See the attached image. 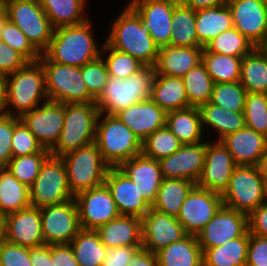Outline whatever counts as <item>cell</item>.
Masks as SVG:
<instances>
[{"mask_svg":"<svg viewBox=\"0 0 267 266\" xmlns=\"http://www.w3.org/2000/svg\"><path fill=\"white\" fill-rule=\"evenodd\" d=\"M241 57L202 51V63L214 83L240 82Z\"/></svg>","mask_w":267,"mask_h":266,"instance_id":"41","label":"cell"},{"mask_svg":"<svg viewBox=\"0 0 267 266\" xmlns=\"http://www.w3.org/2000/svg\"><path fill=\"white\" fill-rule=\"evenodd\" d=\"M12 157H20L40 153L44 147L29 131L24 123L13 116Z\"/></svg>","mask_w":267,"mask_h":266,"instance_id":"50","label":"cell"},{"mask_svg":"<svg viewBox=\"0 0 267 266\" xmlns=\"http://www.w3.org/2000/svg\"><path fill=\"white\" fill-rule=\"evenodd\" d=\"M129 266H158L157 255L141 248L130 261Z\"/></svg>","mask_w":267,"mask_h":266,"instance_id":"60","label":"cell"},{"mask_svg":"<svg viewBox=\"0 0 267 266\" xmlns=\"http://www.w3.org/2000/svg\"><path fill=\"white\" fill-rule=\"evenodd\" d=\"M236 167L232 155L220 141L208 142L204 167L196 185L222 195Z\"/></svg>","mask_w":267,"mask_h":266,"instance_id":"20","label":"cell"},{"mask_svg":"<svg viewBox=\"0 0 267 266\" xmlns=\"http://www.w3.org/2000/svg\"><path fill=\"white\" fill-rule=\"evenodd\" d=\"M234 28L261 47L267 40L266 0H228Z\"/></svg>","mask_w":267,"mask_h":266,"instance_id":"18","label":"cell"},{"mask_svg":"<svg viewBox=\"0 0 267 266\" xmlns=\"http://www.w3.org/2000/svg\"><path fill=\"white\" fill-rule=\"evenodd\" d=\"M202 126L210 125L219 133L220 141L225 136L246 127L244 112H231L213 103H206L199 107ZM205 124V125H204Z\"/></svg>","mask_w":267,"mask_h":266,"instance_id":"39","label":"cell"},{"mask_svg":"<svg viewBox=\"0 0 267 266\" xmlns=\"http://www.w3.org/2000/svg\"><path fill=\"white\" fill-rule=\"evenodd\" d=\"M180 0H132L128 6L149 29L154 43L160 48L170 46L172 15Z\"/></svg>","mask_w":267,"mask_h":266,"instance_id":"17","label":"cell"},{"mask_svg":"<svg viewBox=\"0 0 267 266\" xmlns=\"http://www.w3.org/2000/svg\"><path fill=\"white\" fill-rule=\"evenodd\" d=\"M86 0H39L54 29L78 25L89 18L84 14Z\"/></svg>","mask_w":267,"mask_h":266,"instance_id":"37","label":"cell"},{"mask_svg":"<svg viewBox=\"0 0 267 266\" xmlns=\"http://www.w3.org/2000/svg\"><path fill=\"white\" fill-rule=\"evenodd\" d=\"M6 93V106L16 111L8 108L6 114L18 118L39 106L42 99L44 102L49 100L42 65L38 61L29 62L6 76Z\"/></svg>","mask_w":267,"mask_h":266,"instance_id":"3","label":"cell"},{"mask_svg":"<svg viewBox=\"0 0 267 266\" xmlns=\"http://www.w3.org/2000/svg\"><path fill=\"white\" fill-rule=\"evenodd\" d=\"M28 63L29 61L22 54L0 40V75L8 76Z\"/></svg>","mask_w":267,"mask_h":266,"instance_id":"53","label":"cell"},{"mask_svg":"<svg viewBox=\"0 0 267 266\" xmlns=\"http://www.w3.org/2000/svg\"><path fill=\"white\" fill-rule=\"evenodd\" d=\"M208 141L195 144H183L172 155L159 160L162 178L199 180L205 161Z\"/></svg>","mask_w":267,"mask_h":266,"instance_id":"21","label":"cell"},{"mask_svg":"<svg viewBox=\"0 0 267 266\" xmlns=\"http://www.w3.org/2000/svg\"><path fill=\"white\" fill-rule=\"evenodd\" d=\"M106 43L130 54L145 66L154 67L156 64L159 47L150 36L149 29L129 6L113 22Z\"/></svg>","mask_w":267,"mask_h":266,"instance_id":"2","label":"cell"},{"mask_svg":"<svg viewBox=\"0 0 267 266\" xmlns=\"http://www.w3.org/2000/svg\"><path fill=\"white\" fill-rule=\"evenodd\" d=\"M195 14L196 32L202 48L224 31L234 27L232 13L227 3L214 8L196 10Z\"/></svg>","mask_w":267,"mask_h":266,"instance_id":"30","label":"cell"},{"mask_svg":"<svg viewBox=\"0 0 267 266\" xmlns=\"http://www.w3.org/2000/svg\"><path fill=\"white\" fill-rule=\"evenodd\" d=\"M4 9V0H0V12Z\"/></svg>","mask_w":267,"mask_h":266,"instance_id":"68","label":"cell"},{"mask_svg":"<svg viewBox=\"0 0 267 266\" xmlns=\"http://www.w3.org/2000/svg\"><path fill=\"white\" fill-rule=\"evenodd\" d=\"M150 98L166 113L191 107L182 77L155 73Z\"/></svg>","mask_w":267,"mask_h":266,"instance_id":"29","label":"cell"},{"mask_svg":"<svg viewBox=\"0 0 267 266\" xmlns=\"http://www.w3.org/2000/svg\"><path fill=\"white\" fill-rule=\"evenodd\" d=\"M89 20L54 29L53 37L42 54L52 62L76 67L100 58L103 53L97 47Z\"/></svg>","mask_w":267,"mask_h":266,"instance_id":"1","label":"cell"},{"mask_svg":"<svg viewBox=\"0 0 267 266\" xmlns=\"http://www.w3.org/2000/svg\"><path fill=\"white\" fill-rule=\"evenodd\" d=\"M7 17L42 54L53 37L54 28L39 0H4Z\"/></svg>","mask_w":267,"mask_h":266,"instance_id":"9","label":"cell"},{"mask_svg":"<svg viewBox=\"0 0 267 266\" xmlns=\"http://www.w3.org/2000/svg\"><path fill=\"white\" fill-rule=\"evenodd\" d=\"M246 127L267 139V94L247 93L244 109Z\"/></svg>","mask_w":267,"mask_h":266,"instance_id":"48","label":"cell"},{"mask_svg":"<svg viewBox=\"0 0 267 266\" xmlns=\"http://www.w3.org/2000/svg\"><path fill=\"white\" fill-rule=\"evenodd\" d=\"M228 149L237 166H256L267 149L266 137L244 127L220 140Z\"/></svg>","mask_w":267,"mask_h":266,"instance_id":"26","label":"cell"},{"mask_svg":"<svg viewBox=\"0 0 267 266\" xmlns=\"http://www.w3.org/2000/svg\"><path fill=\"white\" fill-rule=\"evenodd\" d=\"M183 143L167 128L158 129L142 142V154L157 161L166 158L182 147Z\"/></svg>","mask_w":267,"mask_h":266,"instance_id":"44","label":"cell"},{"mask_svg":"<svg viewBox=\"0 0 267 266\" xmlns=\"http://www.w3.org/2000/svg\"><path fill=\"white\" fill-rule=\"evenodd\" d=\"M33 207L58 205L74 199L68 184L67 170L60 157L49 156L29 188Z\"/></svg>","mask_w":267,"mask_h":266,"instance_id":"10","label":"cell"},{"mask_svg":"<svg viewBox=\"0 0 267 266\" xmlns=\"http://www.w3.org/2000/svg\"><path fill=\"white\" fill-rule=\"evenodd\" d=\"M65 118V104L47 100L19 119L37 138L39 143L51 151L60 139Z\"/></svg>","mask_w":267,"mask_h":266,"instance_id":"14","label":"cell"},{"mask_svg":"<svg viewBox=\"0 0 267 266\" xmlns=\"http://www.w3.org/2000/svg\"><path fill=\"white\" fill-rule=\"evenodd\" d=\"M166 126L183 144L201 141L203 126L199 107L168 112Z\"/></svg>","mask_w":267,"mask_h":266,"instance_id":"33","label":"cell"},{"mask_svg":"<svg viewBox=\"0 0 267 266\" xmlns=\"http://www.w3.org/2000/svg\"><path fill=\"white\" fill-rule=\"evenodd\" d=\"M118 168L133 181L141 196L152 206L163 179L159 161L140 154L123 161Z\"/></svg>","mask_w":267,"mask_h":266,"instance_id":"25","label":"cell"},{"mask_svg":"<svg viewBox=\"0 0 267 266\" xmlns=\"http://www.w3.org/2000/svg\"><path fill=\"white\" fill-rule=\"evenodd\" d=\"M52 266H80L70 244L51 245Z\"/></svg>","mask_w":267,"mask_h":266,"instance_id":"57","label":"cell"},{"mask_svg":"<svg viewBox=\"0 0 267 266\" xmlns=\"http://www.w3.org/2000/svg\"><path fill=\"white\" fill-rule=\"evenodd\" d=\"M99 114L95 102L65 104L64 125L51 156L62 157L94 143Z\"/></svg>","mask_w":267,"mask_h":266,"instance_id":"5","label":"cell"},{"mask_svg":"<svg viewBox=\"0 0 267 266\" xmlns=\"http://www.w3.org/2000/svg\"><path fill=\"white\" fill-rule=\"evenodd\" d=\"M249 233L267 238V206L260 205L248 216Z\"/></svg>","mask_w":267,"mask_h":266,"instance_id":"58","label":"cell"},{"mask_svg":"<svg viewBox=\"0 0 267 266\" xmlns=\"http://www.w3.org/2000/svg\"><path fill=\"white\" fill-rule=\"evenodd\" d=\"M101 51L109 52L106 59L101 55L103 59L109 76L116 77L119 79H127L129 76L138 73L141 69L145 67L138 59L134 58L130 54L118 51L106 42L101 46Z\"/></svg>","mask_w":267,"mask_h":266,"instance_id":"46","label":"cell"},{"mask_svg":"<svg viewBox=\"0 0 267 266\" xmlns=\"http://www.w3.org/2000/svg\"><path fill=\"white\" fill-rule=\"evenodd\" d=\"M249 231L224 245L202 250L203 266H246Z\"/></svg>","mask_w":267,"mask_h":266,"instance_id":"36","label":"cell"},{"mask_svg":"<svg viewBox=\"0 0 267 266\" xmlns=\"http://www.w3.org/2000/svg\"><path fill=\"white\" fill-rule=\"evenodd\" d=\"M202 47L164 46L158 50L155 73L183 77L202 62Z\"/></svg>","mask_w":267,"mask_h":266,"instance_id":"27","label":"cell"},{"mask_svg":"<svg viewBox=\"0 0 267 266\" xmlns=\"http://www.w3.org/2000/svg\"><path fill=\"white\" fill-rule=\"evenodd\" d=\"M195 22V11L179 1L172 15L170 46L202 47L198 41Z\"/></svg>","mask_w":267,"mask_h":266,"instance_id":"38","label":"cell"},{"mask_svg":"<svg viewBox=\"0 0 267 266\" xmlns=\"http://www.w3.org/2000/svg\"><path fill=\"white\" fill-rule=\"evenodd\" d=\"M107 248L142 246V219L120 215L95 230Z\"/></svg>","mask_w":267,"mask_h":266,"instance_id":"28","label":"cell"},{"mask_svg":"<svg viewBox=\"0 0 267 266\" xmlns=\"http://www.w3.org/2000/svg\"><path fill=\"white\" fill-rule=\"evenodd\" d=\"M29 257L32 266H52L51 245L29 248Z\"/></svg>","mask_w":267,"mask_h":266,"instance_id":"59","label":"cell"},{"mask_svg":"<svg viewBox=\"0 0 267 266\" xmlns=\"http://www.w3.org/2000/svg\"><path fill=\"white\" fill-rule=\"evenodd\" d=\"M156 255L158 266H203V252L196 235H187Z\"/></svg>","mask_w":267,"mask_h":266,"instance_id":"31","label":"cell"},{"mask_svg":"<svg viewBox=\"0 0 267 266\" xmlns=\"http://www.w3.org/2000/svg\"><path fill=\"white\" fill-rule=\"evenodd\" d=\"M60 158L66 166L69 188L74 196L104 184L111 168L95 143L81 147Z\"/></svg>","mask_w":267,"mask_h":266,"instance_id":"8","label":"cell"},{"mask_svg":"<svg viewBox=\"0 0 267 266\" xmlns=\"http://www.w3.org/2000/svg\"><path fill=\"white\" fill-rule=\"evenodd\" d=\"M254 48V44L234 27L224 31L204 47L208 52L241 58Z\"/></svg>","mask_w":267,"mask_h":266,"instance_id":"43","label":"cell"},{"mask_svg":"<svg viewBox=\"0 0 267 266\" xmlns=\"http://www.w3.org/2000/svg\"><path fill=\"white\" fill-rule=\"evenodd\" d=\"M246 266H267V238L249 233Z\"/></svg>","mask_w":267,"mask_h":266,"instance_id":"55","label":"cell"},{"mask_svg":"<svg viewBox=\"0 0 267 266\" xmlns=\"http://www.w3.org/2000/svg\"><path fill=\"white\" fill-rule=\"evenodd\" d=\"M81 229L96 230L120 216L106 184L78 193L75 197Z\"/></svg>","mask_w":267,"mask_h":266,"instance_id":"13","label":"cell"},{"mask_svg":"<svg viewBox=\"0 0 267 266\" xmlns=\"http://www.w3.org/2000/svg\"><path fill=\"white\" fill-rule=\"evenodd\" d=\"M182 79L191 107H200L210 101L215 83L202 62L189 70Z\"/></svg>","mask_w":267,"mask_h":266,"instance_id":"42","label":"cell"},{"mask_svg":"<svg viewBox=\"0 0 267 266\" xmlns=\"http://www.w3.org/2000/svg\"><path fill=\"white\" fill-rule=\"evenodd\" d=\"M0 266H32L29 248L5 241L0 249Z\"/></svg>","mask_w":267,"mask_h":266,"instance_id":"52","label":"cell"},{"mask_svg":"<svg viewBox=\"0 0 267 266\" xmlns=\"http://www.w3.org/2000/svg\"><path fill=\"white\" fill-rule=\"evenodd\" d=\"M5 241H6L5 217L0 215V249Z\"/></svg>","mask_w":267,"mask_h":266,"instance_id":"64","label":"cell"},{"mask_svg":"<svg viewBox=\"0 0 267 266\" xmlns=\"http://www.w3.org/2000/svg\"><path fill=\"white\" fill-rule=\"evenodd\" d=\"M44 244H70L81 230L75 198L40 208Z\"/></svg>","mask_w":267,"mask_h":266,"instance_id":"12","label":"cell"},{"mask_svg":"<svg viewBox=\"0 0 267 266\" xmlns=\"http://www.w3.org/2000/svg\"><path fill=\"white\" fill-rule=\"evenodd\" d=\"M143 142L150 134L166 126L167 113L151 98L136 102L114 114Z\"/></svg>","mask_w":267,"mask_h":266,"instance_id":"24","label":"cell"},{"mask_svg":"<svg viewBox=\"0 0 267 266\" xmlns=\"http://www.w3.org/2000/svg\"><path fill=\"white\" fill-rule=\"evenodd\" d=\"M249 231L248 215L222 206L196 235L202 250L224 245Z\"/></svg>","mask_w":267,"mask_h":266,"instance_id":"16","label":"cell"},{"mask_svg":"<svg viewBox=\"0 0 267 266\" xmlns=\"http://www.w3.org/2000/svg\"><path fill=\"white\" fill-rule=\"evenodd\" d=\"M261 48L267 53V40H266V42L261 46Z\"/></svg>","mask_w":267,"mask_h":266,"instance_id":"67","label":"cell"},{"mask_svg":"<svg viewBox=\"0 0 267 266\" xmlns=\"http://www.w3.org/2000/svg\"><path fill=\"white\" fill-rule=\"evenodd\" d=\"M259 171V174L267 180V149L260 157L258 164L256 165Z\"/></svg>","mask_w":267,"mask_h":266,"instance_id":"63","label":"cell"},{"mask_svg":"<svg viewBox=\"0 0 267 266\" xmlns=\"http://www.w3.org/2000/svg\"><path fill=\"white\" fill-rule=\"evenodd\" d=\"M142 246H123L107 248L105 259L101 266H129L132 257Z\"/></svg>","mask_w":267,"mask_h":266,"instance_id":"56","label":"cell"},{"mask_svg":"<svg viewBox=\"0 0 267 266\" xmlns=\"http://www.w3.org/2000/svg\"><path fill=\"white\" fill-rule=\"evenodd\" d=\"M246 95L240 82L215 83L209 102L231 112H244Z\"/></svg>","mask_w":267,"mask_h":266,"instance_id":"47","label":"cell"},{"mask_svg":"<svg viewBox=\"0 0 267 266\" xmlns=\"http://www.w3.org/2000/svg\"><path fill=\"white\" fill-rule=\"evenodd\" d=\"M240 84L247 93L267 94V53L261 47L243 57Z\"/></svg>","mask_w":267,"mask_h":266,"instance_id":"35","label":"cell"},{"mask_svg":"<svg viewBox=\"0 0 267 266\" xmlns=\"http://www.w3.org/2000/svg\"><path fill=\"white\" fill-rule=\"evenodd\" d=\"M7 19H8V17H7L6 11L3 9L0 12V40H1V37H2V30H3V27H4V23H5V21Z\"/></svg>","mask_w":267,"mask_h":266,"instance_id":"65","label":"cell"},{"mask_svg":"<svg viewBox=\"0 0 267 266\" xmlns=\"http://www.w3.org/2000/svg\"><path fill=\"white\" fill-rule=\"evenodd\" d=\"M31 206L29 187L19 182L5 166H0V215Z\"/></svg>","mask_w":267,"mask_h":266,"instance_id":"34","label":"cell"},{"mask_svg":"<svg viewBox=\"0 0 267 266\" xmlns=\"http://www.w3.org/2000/svg\"><path fill=\"white\" fill-rule=\"evenodd\" d=\"M154 78L155 68L152 66H145L127 79L109 76L103 92L95 101L100 113L114 115L136 102L149 99Z\"/></svg>","mask_w":267,"mask_h":266,"instance_id":"4","label":"cell"},{"mask_svg":"<svg viewBox=\"0 0 267 266\" xmlns=\"http://www.w3.org/2000/svg\"><path fill=\"white\" fill-rule=\"evenodd\" d=\"M222 206L221 194L196 185L182 203L177 220L188 235H197Z\"/></svg>","mask_w":267,"mask_h":266,"instance_id":"15","label":"cell"},{"mask_svg":"<svg viewBox=\"0 0 267 266\" xmlns=\"http://www.w3.org/2000/svg\"><path fill=\"white\" fill-rule=\"evenodd\" d=\"M188 234L176 217L150 208L142 217V248L157 253Z\"/></svg>","mask_w":267,"mask_h":266,"instance_id":"19","label":"cell"},{"mask_svg":"<svg viewBox=\"0 0 267 266\" xmlns=\"http://www.w3.org/2000/svg\"><path fill=\"white\" fill-rule=\"evenodd\" d=\"M263 181L257 166H237L222 194L223 206L249 216L263 204Z\"/></svg>","mask_w":267,"mask_h":266,"instance_id":"11","label":"cell"},{"mask_svg":"<svg viewBox=\"0 0 267 266\" xmlns=\"http://www.w3.org/2000/svg\"><path fill=\"white\" fill-rule=\"evenodd\" d=\"M6 76L0 75V116L6 114Z\"/></svg>","mask_w":267,"mask_h":266,"instance_id":"62","label":"cell"},{"mask_svg":"<svg viewBox=\"0 0 267 266\" xmlns=\"http://www.w3.org/2000/svg\"><path fill=\"white\" fill-rule=\"evenodd\" d=\"M184 5L196 11L199 9L214 8L224 5L228 0H180Z\"/></svg>","mask_w":267,"mask_h":266,"instance_id":"61","label":"cell"},{"mask_svg":"<svg viewBox=\"0 0 267 266\" xmlns=\"http://www.w3.org/2000/svg\"><path fill=\"white\" fill-rule=\"evenodd\" d=\"M13 116H0V166L12 158Z\"/></svg>","mask_w":267,"mask_h":266,"instance_id":"54","label":"cell"},{"mask_svg":"<svg viewBox=\"0 0 267 266\" xmlns=\"http://www.w3.org/2000/svg\"><path fill=\"white\" fill-rule=\"evenodd\" d=\"M38 62L45 76L46 93L49 100L63 104L95 102L82 77V67L52 62L43 54Z\"/></svg>","mask_w":267,"mask_h":266,"instance_id":"7","label":"cell"},{"mask_svg":"<svg viewBox=\"0 0 267 266\" xmlns=\"http://www.w3.org/2000/svg\"><path fill=\"white\" fill-rule=\"evenodd\" d=\"M70 246L80 266H101L105 259L107 247L95 230L81 229Z\"/></svg>","mask_w":267,"mask_h":266,"instance_id":"40","label":"cell"},{"mask_svg":"<svg viewBox=\"0 0 267 266\" xmlns=\"http://www.w3.org/2000/svg\"><path fill=\"white\" fill-rule=\"evenodd\" d=\"M195 186L196 183L191 180L163 178L151 207L177 218L182 203Z\"/></svg>","mask_w":267,"mask_h":266,"instance_id":"32","label":"cell"},{"mask_svg":"<svg viewBox=\"0 0 267 266\" xmlns=\"http://www.w3.org/2000/svg\"><path fill=\"white\" fill-rule=\"evenodd\" d=\"M1 41L22 54L29 62H37L41 57V53L26 35L9 19L4 23Z\"/></svg>","mask_w":267,"mask_h":266,"instance_id":"49","label":"cell"},{"mask_svg":"<svg viewBox=\"0 0 267 266\" xmlns=\"http://www.w3.org/2000/svg\"><path fill=\"white\" fill-rule=\"evenodd\" d=\"M99 114L95 144L98 146L104 160L111 167H118L123 161L142 154V142L115 115Z\"/></svg>","mask_w":267,"mask_h":266,"instance_id":"6","label":"cell"},{"mask_svg":"<svg viewBox=\"0 0 267 266\" xmlns=\"http://www.w3.org/2000/svg\"><path fill=\"white\" fill-rule=\"evenodd\" d=\"M82 77L89 92L97 99L103 92L109 78L106 65L100 57L82 67Z\"/></svg>","mask_w":267,"mask_h":266,"instance_id":"51","label":"cell"},{"mask_svg":"<svg viewBox=\"0 0 267 266\" xmlns=\"http://www.w3.org/2000/svg\"><path fill=\"white\" fill-rule=\"evenodd\" d=\"M6 241L23 247L44 245L40 208L29 206L5 216Z\"/></svg>","mask_w":267,"mask_h":266,"instance_id":"23","label":"cell"},{"mask_svg":"<svg viewBox=\"0 0 267 266\" xmlns=\"http://www.w3.org/2000/svg\"><path fill=\"white\" fill-rule=\"evenodd\" d=\"M120 215L142 219L151 206L141 196L137 186L118 167H111L105 178Z\"/></svg>","mask_w":267,"mask_h":266,"instance_id":"22","label":"cell"},{"mask_svg":"<svg viewBox=\"0 0 267 266\" xmlns=\"http://www.w3.org/2000/svg\"><path fill=\"white\" fill-rule=\"evenodd\" d=\"M50 155V151L44 148L40 153L12 157L5 167L19 182L30 188L38 176L42 164Z\"/></svg>","mask_w":267,"mask_h":266,"instance_id":"45","label":"cell"},{"mask_svg":"<svg viewBox=\"0 0 267 266\" xmlns=\"http://www.w3.org/2000/svg\"><path fill=\"white\" fill-rule=\"evenodd\" d=\"M263 205L267 206V180L263 181Z\"/></svg>","mask_w":267,"mask_h":266,"instance_id":"66","label":"cell"}]
</instances>
